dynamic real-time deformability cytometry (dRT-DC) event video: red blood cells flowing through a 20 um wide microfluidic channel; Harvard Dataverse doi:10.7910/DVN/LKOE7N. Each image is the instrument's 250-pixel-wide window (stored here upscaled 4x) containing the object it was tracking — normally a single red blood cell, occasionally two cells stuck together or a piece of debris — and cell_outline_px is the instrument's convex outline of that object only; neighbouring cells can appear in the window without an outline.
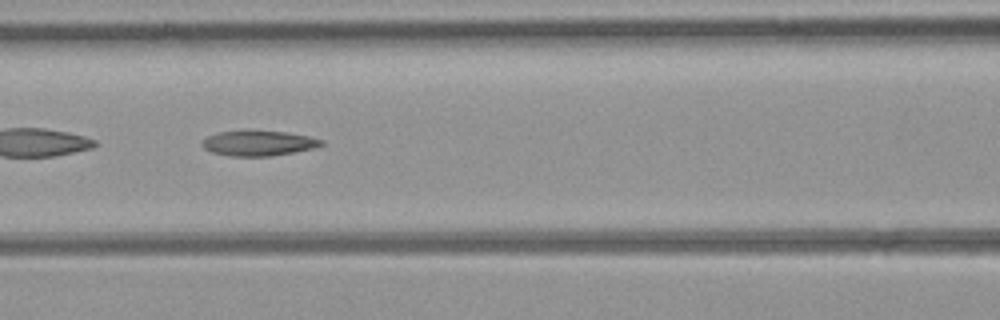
{"species": "common noctule bat (a hibernating species)", "species_latin": "Nyctalus noctula", "temperature_condition": "room temperature", "stored_images_in_passage": 33, "camera_frame_rate_fps": 3000, "um_per_image_px": 0.085, "animal": {"sex": "female", "body_mass_g": 21.9}, "frame": {"image": 1, "passage_image": 6, "time_ms": 1.667, "image_size_px": [1000, 320], "cell_outline_px": [[324, 144], [312, 148], [292, 152], [268, 156], [232, 156], [212, 152], [204, 148], [200, 144], [208, 136], [216, 132], [284, 132], [308, 136], [324, 140]], "centroid_in_image_um": [21.96, 12.18], "position_along_channel_um": 144.6, "area_um2": 16.88}}